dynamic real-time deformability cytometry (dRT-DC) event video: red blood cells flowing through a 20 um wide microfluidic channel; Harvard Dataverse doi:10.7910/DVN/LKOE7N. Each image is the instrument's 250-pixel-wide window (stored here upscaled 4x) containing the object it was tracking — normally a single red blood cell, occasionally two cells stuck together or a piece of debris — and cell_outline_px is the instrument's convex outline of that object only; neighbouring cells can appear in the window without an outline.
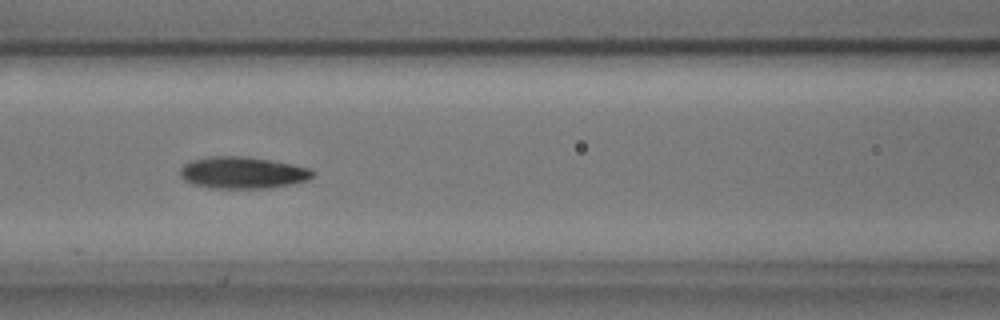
{"species": "common noctule bat (a hibernating species)", "species_latin": "Nyctalus noctula", "temperature_condition": "cold", "stored_images_in_passage": 7, "camera_frame_rate_fps": 3000, "um_per_image_px": 0.085, "animal": {"sex": "male", "body_mass_g": 17.9, "forearm_length_mm": 54.2}, "frame": {"image": 1, "passage_image": 5, "time_ms": 1.333, "image_size_px": [1000, 320], "cell_outline_px": [[316, 172], [308, 180], [292, 184], [272, 188], [208, 188], [192, 184], [184, 180], [180, 176], [180, 168], [184, 164], [192, 160], [208, 156], [248, 156], [272, 160], [312, 168]], "centroid_in_image_um": [20.64, 14.67], "position_along_channel_um": 146.0, "area_um2": 24.97}}
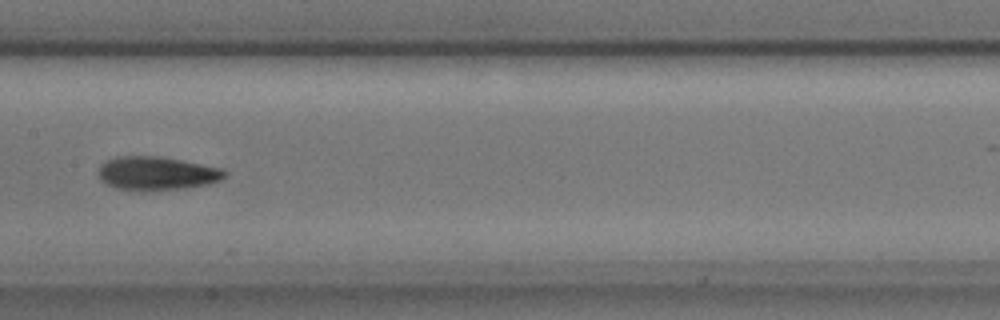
{"frame": {"image": 2, "passage_image": 6, "time_ms": 1.667, "image_size_px": [1000, 320], "cell_outline_px": [[224, 176], [220, 180], [208, 184], [184, 188], [144, 192], [128, 192], [104, 184], [100, 180], [100, 164], [104, 160], [116, 156], [156, 156], [180, 160], [224, 168]], "centroid_in_image_um": [13.25, 14.76], "position_along_channel_um": 194.2, "area_um2": 25.14}}
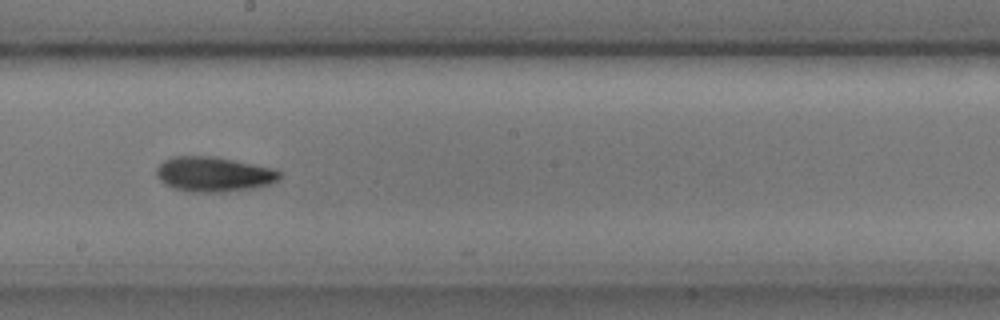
{"frame": {"image": 3, "passage_image": 7, "time_ms": 2.0, "image_size_px": [1000, 320], "cell_outline_px": [[280, 176], [276, 180], [268, 184], [252, 188], [224, 192], [192, 192], [172, 188], [164, 184], [156, 176], [156, 168], [164, 160], [172, 156], [216, 156], [276, 168], [280, 172]], "centroid_in_image_um": [18.14, 14.8], "position_along_channel_um": 230.1, "area_um2": 25.26}}